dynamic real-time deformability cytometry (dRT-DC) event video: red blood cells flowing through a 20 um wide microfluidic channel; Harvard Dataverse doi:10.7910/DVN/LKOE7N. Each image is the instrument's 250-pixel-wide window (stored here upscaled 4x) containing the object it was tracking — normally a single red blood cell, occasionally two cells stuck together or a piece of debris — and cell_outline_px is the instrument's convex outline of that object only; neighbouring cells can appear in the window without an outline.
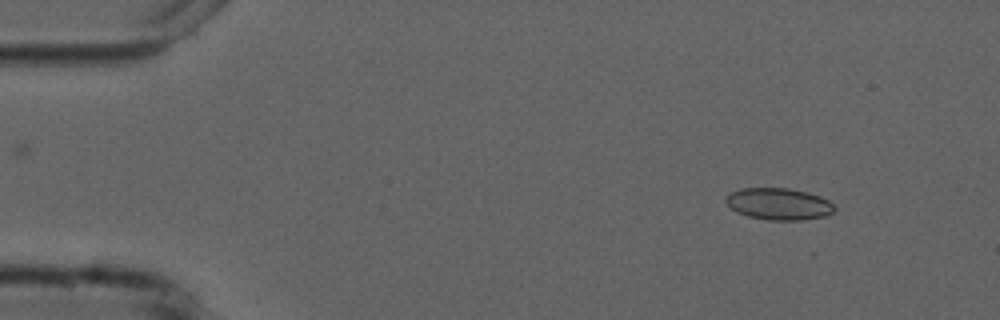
{"species": "common noctule bat (a hibernating species)", "species_latin": "Nyctalus noctula", "temperature_condition": "cold", "stored_images_in_passage": 5, "camera_frame_rate_fps": 3000, "um_per_image_px": 0.085, "animal": {"sex": "male", "forearm_length_mm": 52.5}, "frame": {"image": 1, "passage_image": 5, "time_ms": 6.333, "image_size_px": [1000, 320], "cell_outline_px": [[836, 208], [832, 212], [824, 216], [800, 220], [768, 220], [748, 216], [736, 212], [724, 200], [732, 192], [740, 188], [788, 188], [808, 192], [820, 196], [828, 200]], "centroid_in_image_um": [66.2, 17.33], "position_along_channel_um": 18.8, "area_um2": 20.0}}